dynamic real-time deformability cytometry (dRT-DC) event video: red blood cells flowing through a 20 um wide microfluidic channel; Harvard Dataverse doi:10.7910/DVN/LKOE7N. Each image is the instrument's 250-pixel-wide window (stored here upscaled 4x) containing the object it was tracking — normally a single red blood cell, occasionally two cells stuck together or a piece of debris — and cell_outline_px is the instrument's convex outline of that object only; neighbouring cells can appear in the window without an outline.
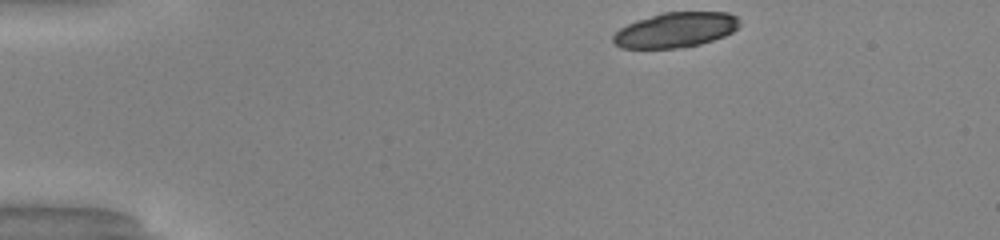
{"species": "common noctule bat (a hibernating species)", "species_latin": "Nyctalus noctula", "temperature_condition": "warm", "stored_images_in_passage": 42, "camera_frame_rate_fps": 3000, "um_per_image_px": 0.085, "animal": {"sex": "male", "body_mass_g": 20.0, "forearm_length_mm": 53.3}, "frame": {"image": 1, "passage_image": 1, "time_ms": 0.0, "image_size_px": [1000, 240], "cell_outline_px": [[740, 24], [732, 32], [724, 36], [700, 44], [684, 48], [620, 48], [612, 40], [612, 36], [620, 28], [636, 20], [664, 12], [728, 12], [736, 16]], "centroid_in_image_um": [57.42, 2.55], "position_along_channel_um": 27.6, "area_um2": 25.78}, "authors_computed_cell_mechanics": {"area_um2": 18.9295, "velocity_mm_per_s": 4.097, "shape_relaxation_time_tau1_ms": 4.068, "shape_relaxation_time_tau2_ms": null, "deformation_change_tau1": 0.1316, "deformation_change_tau2": null}}